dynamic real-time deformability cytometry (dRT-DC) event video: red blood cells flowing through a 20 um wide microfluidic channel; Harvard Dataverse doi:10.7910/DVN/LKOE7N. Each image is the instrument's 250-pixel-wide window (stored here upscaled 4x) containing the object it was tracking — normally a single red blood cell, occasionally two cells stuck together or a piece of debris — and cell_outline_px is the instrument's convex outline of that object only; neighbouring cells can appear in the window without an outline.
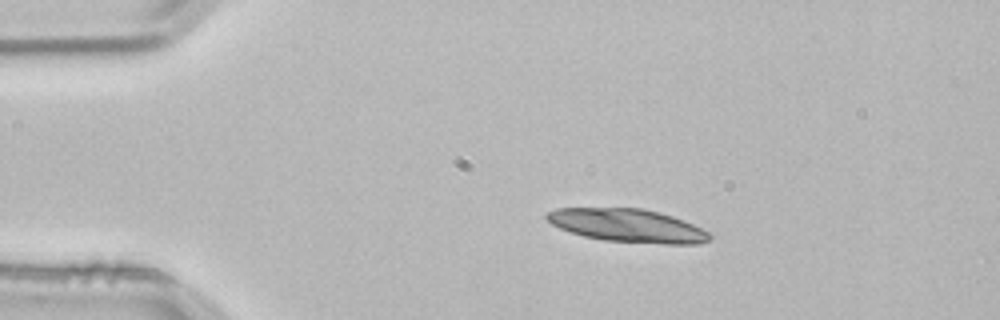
{"species": "common noctule bat (a hibernating species)", "species_latin": "Nyctalus noctula", "temperature_condition": "room temperature", "stored_images_in_passage": 2, "camera_frame_rate_fps": 3000, "um_per_image_px": 0.085, "animal": {"sex": "male", "body_mass_g": 21.5, "forearm_length_mm": 52.0}, "frame": {"image": 1, "passage_image": 1, "time_ms": 0.0, "image_size_px": [1000, 320], "cell_outline_px": [[712, 236], [708, 240], [696, 244], [664, 244], [604, 240], [584, 236], [560, 228], [552, 224], [544, 216], [548, 212], [556, 208], [640, 208], [672, 216], [684, 220], [708, 232]], "centroid_in_image_um": [53.33, 19.17], "position_along_channel_um": 31.7, "area_um2": 31.15}}